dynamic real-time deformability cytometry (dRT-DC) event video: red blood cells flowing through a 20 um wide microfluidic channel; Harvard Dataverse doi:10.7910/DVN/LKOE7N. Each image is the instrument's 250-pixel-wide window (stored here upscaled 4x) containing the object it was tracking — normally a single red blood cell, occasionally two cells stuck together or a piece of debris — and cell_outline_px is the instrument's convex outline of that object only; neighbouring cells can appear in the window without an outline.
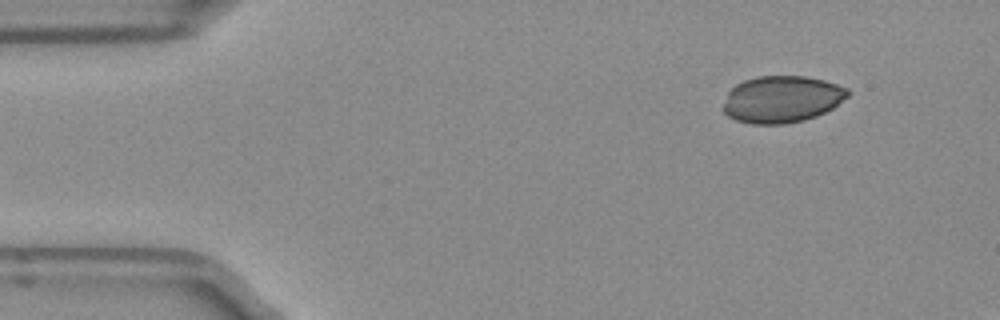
{"species": "Egyptian fruit bat (a non-hibernating species)", "species_latin": "Rousettus aegyptiacus", "temperature_condition": "room temperature", "stored_images_in_passage": 11, "camera_frame_rate_fps": 3000, "um_per_image_px": 0.085, "frame": {"image": 1, "passage_image": 1, "time_ms": 0.0, "image_size_px": [1000, 320], "cell_outline_px": [[852, 92], [848, 96], [832, 108], [816, 116], [804, 120], [784, 124], [752, 124], [736, 120], [728, 116], [720, 108], [728, 92], [736, 84], [744, 80], [760, 76], [804, 76], [824, 80], [848, 88]], "centroid_in_image_um": [66.44, 8.44], "position_along_channel_um": 18.6, "area_um2": 34.16}}